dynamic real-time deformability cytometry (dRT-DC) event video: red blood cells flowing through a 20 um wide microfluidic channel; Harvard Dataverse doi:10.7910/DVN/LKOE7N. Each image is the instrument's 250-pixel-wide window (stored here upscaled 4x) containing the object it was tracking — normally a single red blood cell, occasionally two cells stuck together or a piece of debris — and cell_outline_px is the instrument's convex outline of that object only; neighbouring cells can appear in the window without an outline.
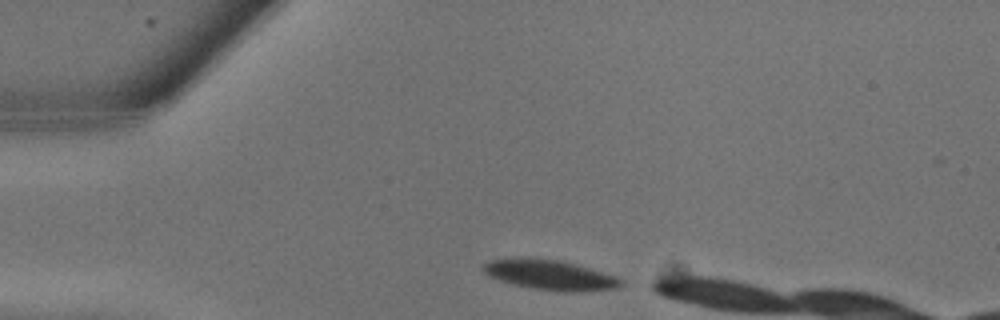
{"species": "common noctule bat (a hibernating species)", "species_latin": "Nyctalus noctula", "temperature_condition": "warm", "stored_images_in_passage": 5, "camera_frame_rate_fps": 3000, "um_per_image_px": 0.085, "animal": {"sex": "male", "body_mass_g": 13.3}, "frame": {"image": 1, "passage_image": 1, "time_ms": 0.0, "image_size_px": [1000, 320], "cell_outline_px": [[624, 284], [616, 288], [576, 292], [532, 288], [500, 280], [484, 272], [484, 264], [492, 260], [520, 256], [528, 256], [564, 260], [616, 276], [624, 280]], "centroid_in_image_um": [46.8, 23.33], "position_along_channel_um": 38.2, "area_um2": 24.1}}